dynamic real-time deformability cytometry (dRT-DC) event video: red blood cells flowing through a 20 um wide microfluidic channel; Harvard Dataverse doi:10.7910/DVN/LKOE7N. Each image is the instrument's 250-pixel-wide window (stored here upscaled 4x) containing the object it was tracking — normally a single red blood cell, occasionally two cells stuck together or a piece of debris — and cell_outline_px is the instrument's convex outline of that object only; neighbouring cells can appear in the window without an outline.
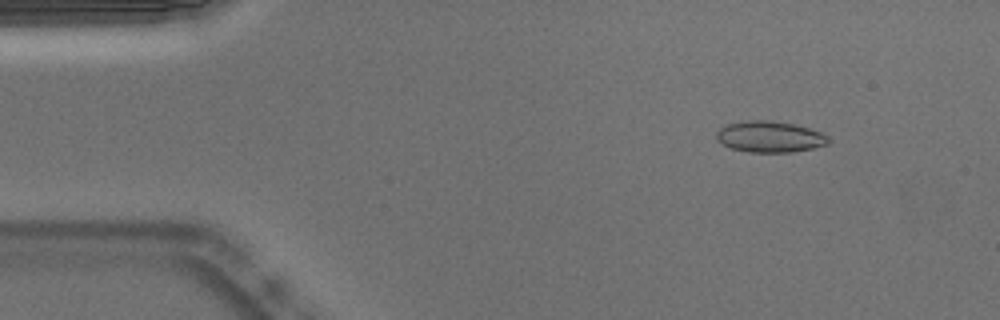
{"species": "Egyptian fruit bat (a non-hibernating species)", "species_latin": "Rousettus aegyptiacus", "temperature_condition": "warm", "stored_images_in_passage": 52, "camera_frame_rate_fps": 3000, "um_per_image_px": 0.085, "animal": {"sex": "male"}, "frame": {"image": 1, "passage_image": 6, "time_ms": 1.667, "image_size_px": [1000, 320], "cell_outline_px": [[828, 144], [812, 148], [792, 152], [748, 152], [732, 148], [716, 140], [716, 132], [720, 128], [728, 124], [748, 120], [768, 120], [792, 124], [808, 128], [820, 132], [828, 136]], "centroid_in_image_um": [65.41, 11.62], "position_along_channel_um": 19.6, "area_um2": 20.11}}
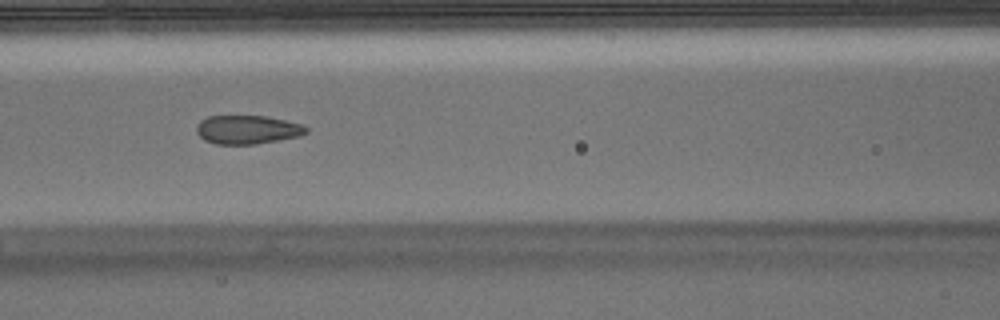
{"frame": {"image": 2, "passage_image": 22, "time_ms": 7.0, "image_size_px": [1000, 320], "cell_outline_px": [[308, 132], [300, 136], [256, 144], [216, 144], [204, 140], [196, 132], [196, 124], [200, 120], [208, 116], [264, 116], [284, 120], [300, 124], [308, 128]], "centroid_in_image_um": [21.0, 11.02], "position_along_channel_um": 145.6, "area_um2": 18.32}}
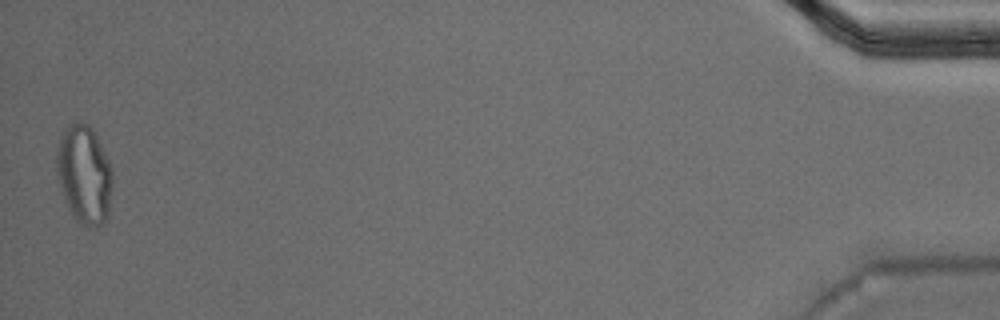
{"frame": {"image": 3, "passage_image": 52, "time_ms": 17.0, "image_size_px": [1000, 320], "cell_outline_px": [[112, 188], [108, 216], [96, 228], [88, 228], [80, 224], [72, 216], [64, 200], [56, 168], [56, 152], [64, 128], [72, 120], [80, 120], [88, 124], [96, 132], [112, 168]], "centroid_in_image_um": [7.16, 14.8], "position_along_channel_um": 428.0, "area_um2": 32.71}, "authors_computed_cell_mechanics": {"area_um2": 19.8832, "velocity_mm_per_s": 3.7882, "shape_relaxation_time_tau1_ms": null, "shape_relaxation_time_tau2_ms": 1.1035, "deformation_change_tau1": null, "deformation_change_tau2": 0.0644}}